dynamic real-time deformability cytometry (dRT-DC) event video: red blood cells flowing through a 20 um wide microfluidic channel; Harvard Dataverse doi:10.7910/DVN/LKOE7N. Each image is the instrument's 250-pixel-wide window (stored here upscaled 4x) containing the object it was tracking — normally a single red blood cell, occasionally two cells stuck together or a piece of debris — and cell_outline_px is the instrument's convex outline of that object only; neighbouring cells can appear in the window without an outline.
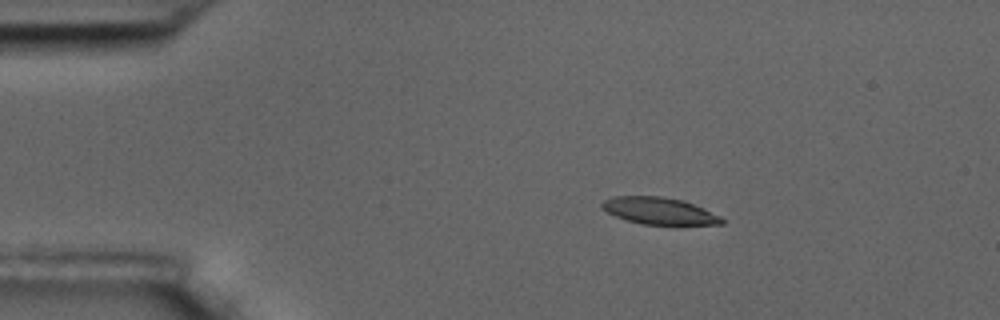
{"species": "common noctule bat (a hibernating species)", "species_latin": "Nyctalus noctula", "temperature_condition": "room temperature", "stored_images_in_passage": 5, "camera_frame_rate_fps": 3000, "um_per_image_px": 0.085, "animal": {"sex": "male", "body_mass_g": 17.5, "forearm_length_mm": 52.3}, "frame": {"image": 1, "passage_image": 3, "time_ms": 2.333, "image_size_px": [1000, 320], "cell_outline_px": [[724, 224], [676, 228], [640, 224], [616, 216], [608, 212], [600, 204], [604, 200], [612, 196], [660, 196], [684, 200], [720, 216], [724, 220]], "centroid_in_image_um": [56.13, 17.99], "position_along_channel_um": 28.9, "area_um2": 19.71}}